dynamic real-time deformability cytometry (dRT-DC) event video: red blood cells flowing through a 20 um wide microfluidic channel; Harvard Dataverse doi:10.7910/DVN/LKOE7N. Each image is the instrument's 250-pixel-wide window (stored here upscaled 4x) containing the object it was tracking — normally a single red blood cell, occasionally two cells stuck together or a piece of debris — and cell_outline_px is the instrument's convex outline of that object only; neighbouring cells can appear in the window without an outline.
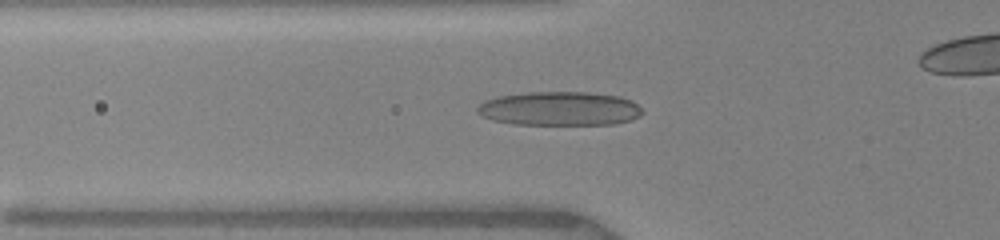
{"species": "human", "species_latin": "Homo sapiens", "temperature_condition": "warm", "stored_images_in_passage": 12, "camera_frame_rate_fps": 3000, "um_per_image_px": 0.085, "donor": {"sex": "female"}, "frame": {"image": 1, "passage_image": 10, "time_ms": 5.667, "image_size_px": [1000, 240], "cell_outline_px": [[644, 112], [640, 116], [632, 120], [612, 124], [512, 124], [492, 120], [476, 112], [476, 108], [484, 100], [496, 96], [528, 92], [588, 92], [620, 96], [632, 100]], "centroid_in_image_um": [47.56, 9.22], "position_along_channel_um": 78.2, "area_um2": 32.83}}